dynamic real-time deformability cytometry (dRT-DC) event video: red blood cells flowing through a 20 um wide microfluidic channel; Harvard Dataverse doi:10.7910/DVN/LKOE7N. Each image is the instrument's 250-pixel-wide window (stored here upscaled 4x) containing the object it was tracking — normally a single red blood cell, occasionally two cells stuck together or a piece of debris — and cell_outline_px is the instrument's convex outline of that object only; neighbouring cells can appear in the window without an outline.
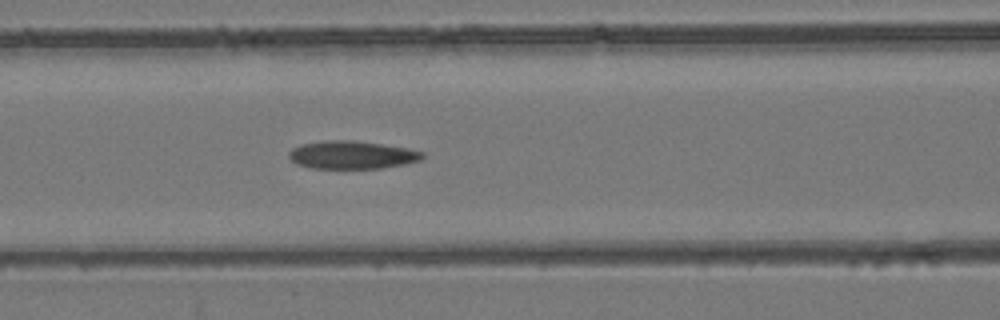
{"species": "common noctule bat (a hibernating species)", "species_latin": "Nyctalus noctula", "temperature_condition": "room temperature", "stored_images_in_passage": 20, "camera_frame_rate_fps": 3000, "um_per_image_px": 0.085, "animal": {"sex": "female", "body_mass_g": 24.6, "forearm_length_mm": 56.2}, "frame": {"image": 1, "passage_image": 16, "time_ms": 5.0, "image_size_px": [1000, 320], "cell_outline_px": [[424, 156], [420, 160], [404, 164], [380, 168], [312, 168], [296, 164], [288, 156], [288, 152], [292, 148], [300, 144], [320, 140], [352, 140], [408, 148], [424, 152]], "centroid_in_image_um": [29.87, 13.16], "position_along_channel_um": 136.7, "area_um2": 21.79}}
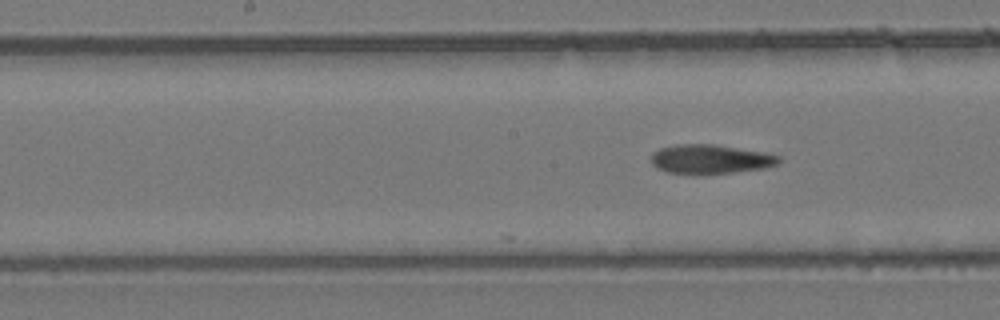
{"frame": {"image": 2, "passage_image": 20, "time_ms": 6.333, "image_size_px": [1000, 320], "cell_outline_px": [[780, 160], [776, 164], [764, 168], [700, 176], [692, 176], [668, 172], [656, 168], [652, 164], [652, 152], [660, 148], [676, 144], [712, 144], [764, 152], [780, 156]], "centroid_in_image_um": [60.32, 13.55], "position_along_channel_um": 187.9, "area_um2": 22.08}}